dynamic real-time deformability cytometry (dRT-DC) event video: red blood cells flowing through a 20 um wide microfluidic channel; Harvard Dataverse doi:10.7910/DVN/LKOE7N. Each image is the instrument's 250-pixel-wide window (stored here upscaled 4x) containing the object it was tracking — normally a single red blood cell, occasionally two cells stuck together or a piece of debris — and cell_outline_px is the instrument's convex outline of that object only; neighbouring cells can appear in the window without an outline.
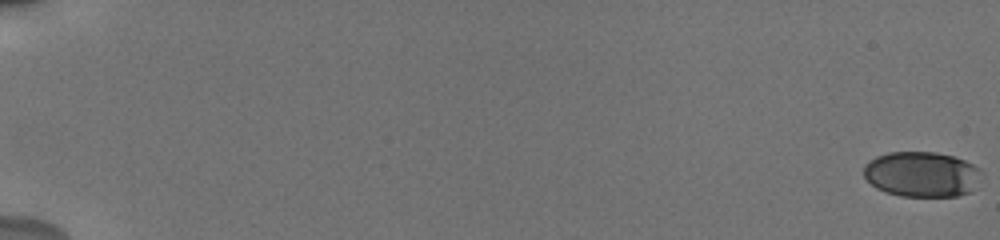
{"species": "human", "species_latin": "Homo sapiens", "temperature_condition": "cold", "stored_images_in_passage": 23, "camera_frame_rate_fps": 3000, "um_per_image_px": 0.085, "donor": {"sex": "male"}, "frame": {"image": 1, "passage_image": 1, "time_ms": 0.0, "image_size_px": [1000, 240], "cell_outline_px": [[984, 172], [968, 192], [956, 196], [900, 196], [884, 192], [876, 188], [864, 176], [864, 164], [868, 160], [876, 156], [888, 152], [936, 152], [952, 156], [964, 160], [980, 168]], "centroid_in_image_um": [78.31, 14.8], "position_along_channel_um": 6.7, "area_um2": 31.1}}
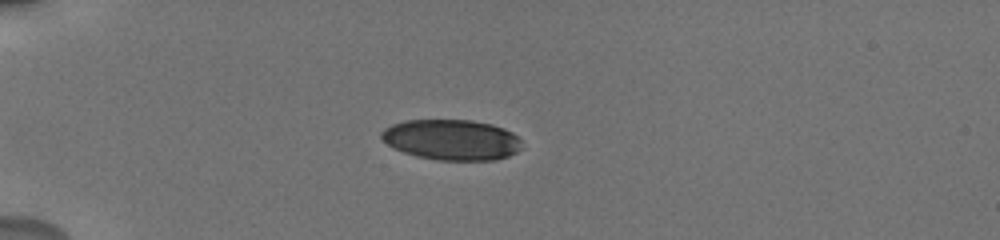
{"frame": {"image": 2, "passage_image": 17, "time_ms": 5.667, "image_size_px": [1000, 240], "cell_outline_px": [[520, 148], [516, 152], [508, 156], [496, 160], [436, 160], [416, 156], [404, 152], [388, 144], [380, 136], [380, 132], [384, 128], [392, 124], [408, 120], [472, 120], [492, 124], [504, 128], [512, 132], [520, 140]], "centroid_in_image_um": [38.39, 11.87], "position_along_channel_um": 46.6, "area_um2": 33.12}}
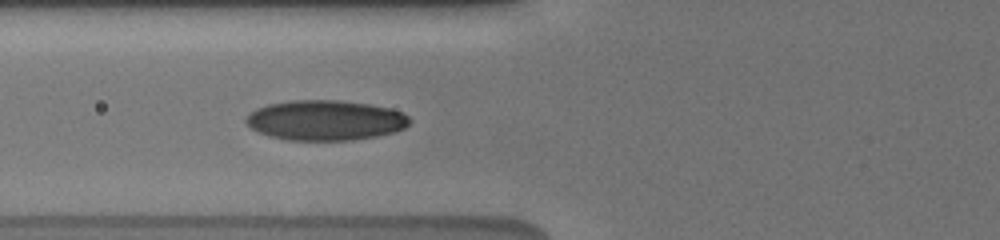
{"frame": {"image": 3, "passage_image": 22, "time_ms": 8.0, "image_size_px": [1000, 240], "cell_outline_px": [[412, 120], [404, 128], [396, 132], [376, 136], [352, 140], [288, 140], [268, 136], [256, 132], [244, 120], [256, 108], [268, 104], [292, 100], [340, 100], [368, 104], [388, 108], [404, 112]], "centroid_in_image_um": [27.66, 10.22], "position_along_channel_um": 98.1, "area_um2": 38.38}}